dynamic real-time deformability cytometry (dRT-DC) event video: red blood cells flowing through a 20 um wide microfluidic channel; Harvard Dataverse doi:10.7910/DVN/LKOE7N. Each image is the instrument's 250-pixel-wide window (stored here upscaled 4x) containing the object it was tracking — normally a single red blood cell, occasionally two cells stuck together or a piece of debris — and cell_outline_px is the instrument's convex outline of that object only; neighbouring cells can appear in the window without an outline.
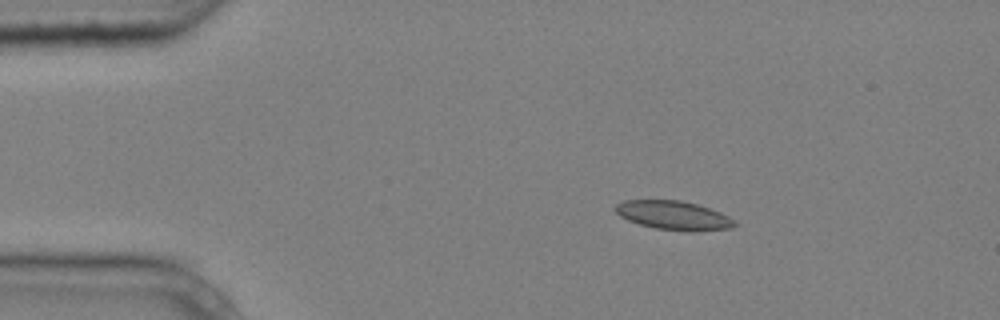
{"species": "common noctule bat (a hibernating species)", "species_latin": "Nyctalus noctula", "temperature_condition": "cold", "stored_images_in_passage": 8, "camera_frame_rate_fps": 3000, "um_per_image_px": 0.085, "animal": {"sex": "male", "body_mass_g": 20.4}, "frame": {"image": 1, "passage_image": 2, "time_ms": 0.333, "image_size_px": [1000, 320], "cell_outline_px": [[736, 224], [732, 228], [696, 232], [692, 232], [656, 228], [640, 224], [628, 220], [620, 216], [612, 208], [616, 204], [624, 200], [680, 200], [696, 204], [720, 212], [728, 216]], "centroid_in_image_um": [57.23, 18.31], "position_along_channel_um": 27.8, "area_um2": 20.06}}
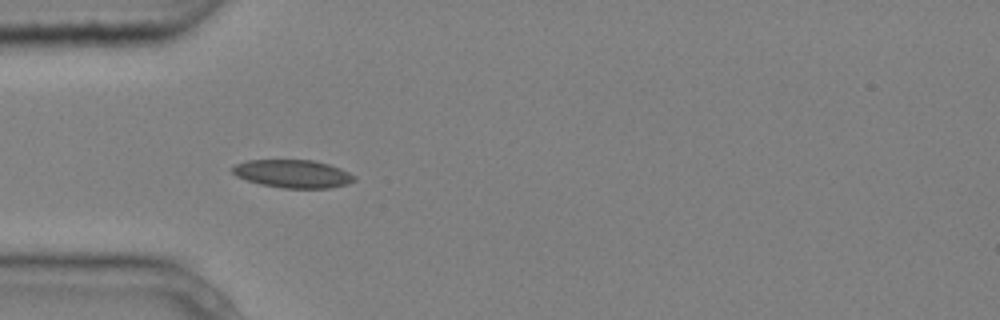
{"frame": {"image": 2, "passage_image": 4, "time_ms": 1.0, "image_size_px": [1000, 320], "cell_outline_px": [[356, 180], [348, 184], [332, 188], [284, 188], [260, 184], [236, 176], [232, 172], [232, 168], [236, 164], [248, 160], [312, 160], [328, 164], [340, 168], [356, 176]], "centroid_in_image_um": [24.92, 14.77], "position_along_channel_um": 60.1, "area_um2": 19.88}}
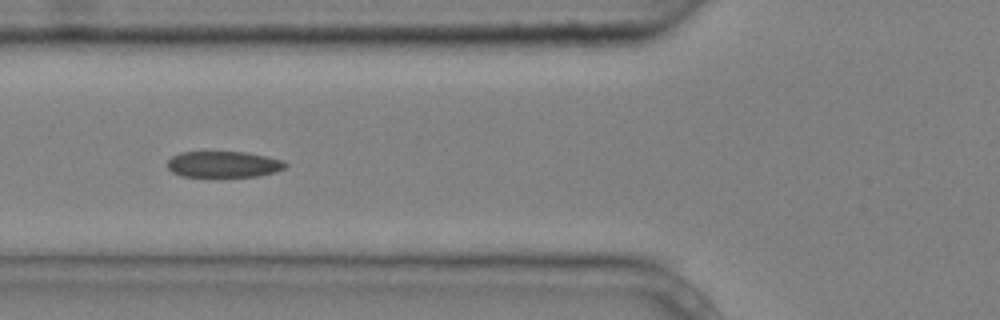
{"frame": {"image": 3, "passage_image": 5, "time_ms": 1.333, "image_size_px": [1000, 320], "cell_outline_px": [[288, 164], [284, 168], [276, 172], [260, 176], [180, 176], [172, 172], [168, 168], [168, 160], [172, 156], [180, 152], [244, 152], [284, 160]], "centroid_in_image_um": [19.01, 13.96], "position_along_channel_um": 106.8, "area_um2": 17.92}}